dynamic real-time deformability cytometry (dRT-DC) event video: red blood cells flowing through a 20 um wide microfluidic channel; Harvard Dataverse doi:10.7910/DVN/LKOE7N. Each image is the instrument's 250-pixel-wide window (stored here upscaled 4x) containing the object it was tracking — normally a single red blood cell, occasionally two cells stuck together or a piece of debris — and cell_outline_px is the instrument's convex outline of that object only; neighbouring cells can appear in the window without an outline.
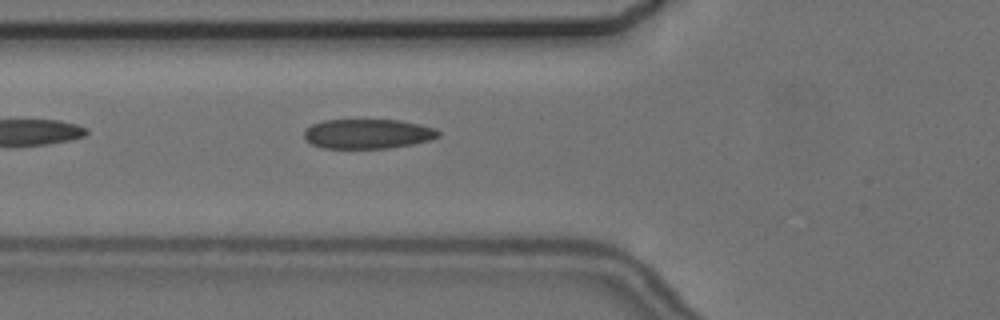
{"species": "common noctule bat (a hibernating species)", "species_latin": "Nyctalus noctula", "temperature_condition": "cold", "stored_images_in_passage": 5, "camera_frame_rate_fps": 3000, "um_per_image_px": 0.085, "animal": {"sex": "female", "body_mass_g": 24.6, "forearm_length_mm": 56.2}, "frame": {"image": 1, "passage_image": 5, "time_ms": 5.667, "image_size_px": [1000, 320], "cell_outline_px": [[440, 136], [432, 140], [412, 144], [388, 148], [324, 148], [312, 144], [304, 136], [304, 132], [312, 124], [324, 120], [400, 120], [420, 124], [436, 128], [440, 132]], "centroid_in_image_um": [31.31, 11.37], "position_along_channel_um": 94.5, "area_um2": 23.18}}